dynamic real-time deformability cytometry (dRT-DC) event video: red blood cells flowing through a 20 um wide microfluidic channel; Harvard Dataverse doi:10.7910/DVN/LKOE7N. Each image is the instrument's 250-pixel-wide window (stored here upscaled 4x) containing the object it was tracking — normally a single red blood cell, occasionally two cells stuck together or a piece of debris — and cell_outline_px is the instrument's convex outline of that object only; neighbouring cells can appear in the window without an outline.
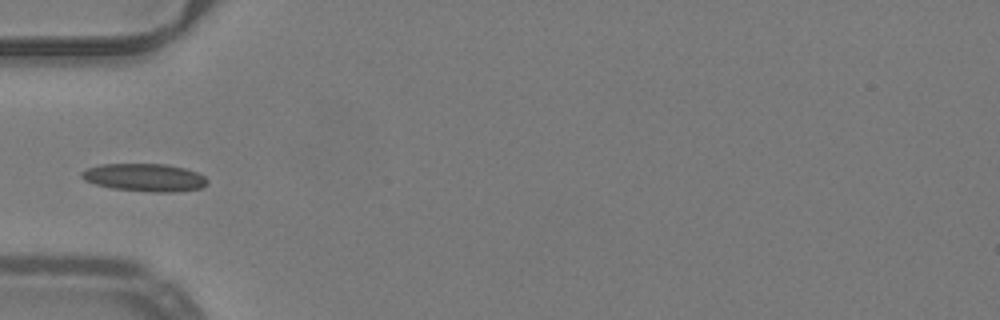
{"species": "common noctule bat (a hibernating species)", "species_latin": "Nyctalus noctula", "temperature_condition": "warm", "stored_images_in_passage": 8, "camera_frame_rate_fps": 3000, "um_per_image_px": 0.085, "animal": {"sex": "male", "body_mass_g": 19.2, "forearm_length_mm": 51.8}, "frame": {"image": 1, "passage_image": 1, "time_ms": 0.0, "image_size_px": [1000, 320], "cell_outline_px": [[208, 184], [200, 188], [176, 192], [148, 192], [112, 188], [96, 184], [84, 180], [80, 176], [80, 172], [88, 168], [100, 164], [164, 164], [184, 168], [196, 172], [204, 176], [208, 180]], "centroid_in_image_um": [12.29, 15.09], "position_along_channel_um": 72.7, "area_um2": 20.4}}
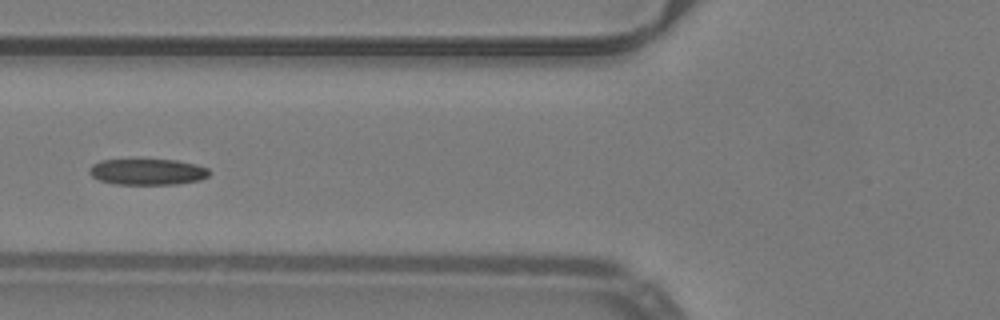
{"frame": {"image": 2, "passage_image": 4, "time_ms": 1.0, "image_size_px": [1000, 320], "cell_outline_px": [[208, 176], [200, 180], [176, 184], [116, 184], [100, 180], [92, 176], [88, 172], [88, 168], [92, 164], [100, 160], [176, 160], [196, 164], [208, 168]], "centroid_in_image_um": [12.51, 14.6], "position_along_channel_um": 113.3, "area_um2": 18.15}}